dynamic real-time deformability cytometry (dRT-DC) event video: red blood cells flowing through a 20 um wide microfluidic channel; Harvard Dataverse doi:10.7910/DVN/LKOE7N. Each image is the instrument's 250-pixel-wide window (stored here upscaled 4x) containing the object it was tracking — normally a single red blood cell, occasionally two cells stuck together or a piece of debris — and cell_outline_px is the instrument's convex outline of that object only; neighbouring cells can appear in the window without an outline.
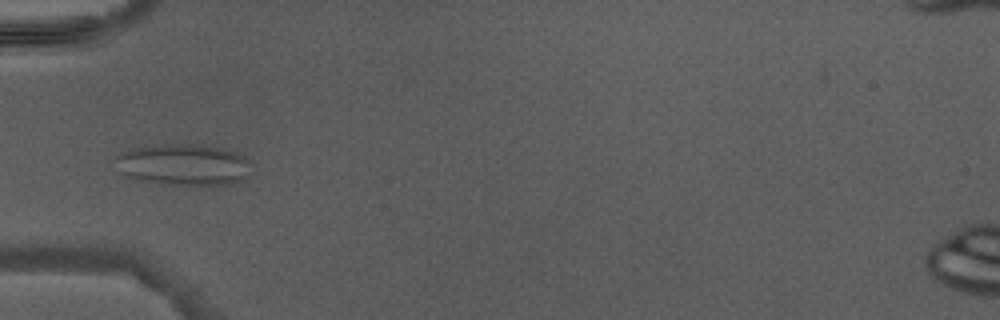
{"species": "Egyptian fruit bat (a non-hibernating species)", "species_latin": "Rousettus aegyptiacus", "temperature_condition": "warm", "stored_images_in_passage": 6, "camera_frame_rate_fps": 3000, "um_per_image_px": 0.085, "animal": {"sex": "male"}, "frame": {"image": 1, "passage_image": 5, "time_ms": 4.667, "image_size_px": [1000, 320], "cell_outline_px": [[252, 164], [248, 176], [244, 180], [232, 184], [164, 184], [140, 180], [124, 176], [120, 172], [116, 156], [120, 152], [132, 148], [168, 144], [196, 144], [224, 148], [236, 152], [244, 156]], "centroid_in_image_um": [15.64, 13.99], "position_along_channel_um": 69.4, "area_um2": 32.89}}